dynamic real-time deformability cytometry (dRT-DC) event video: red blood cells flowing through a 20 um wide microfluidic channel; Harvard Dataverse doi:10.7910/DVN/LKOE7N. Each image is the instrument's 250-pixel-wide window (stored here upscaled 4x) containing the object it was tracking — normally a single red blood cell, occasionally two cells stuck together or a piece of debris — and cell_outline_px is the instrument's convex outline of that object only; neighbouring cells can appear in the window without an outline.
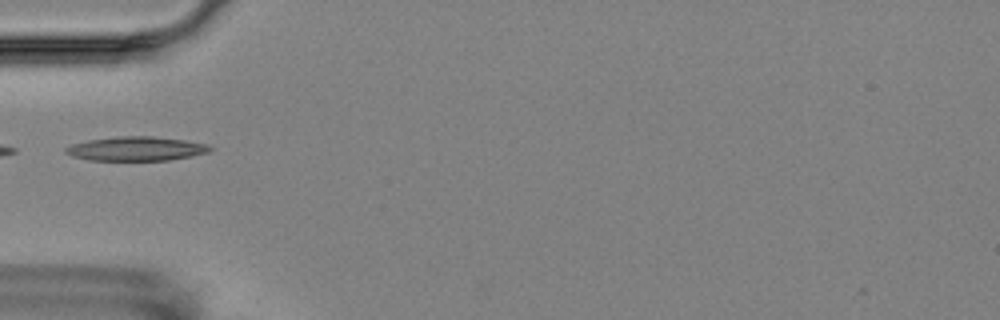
{"species": "Egyptian fruit bat (a non-hibernating species)", "species_latin": "Rousettus aegyptiacus", "temperature_condition": "room temperature", "stored_images_in_passage": 6, "camera_frame_rate_fps": 3000, "um_per_image_px": 0.085, "animal": {"sex": "female"}, "frame": {"image": 1, "passage_image": 6, "time_ms": 5.667, "image_size_px": [1000, 320], "cell_outline_px": [[212, 148], [208, 152], [192, 156], [168, 160], [88, 160], [72, 156], [64, 152], [64, 148], [72, 144], [88, 140], [116, 136], [152, 136], [184, 140], [208, 144]], "centroid_in_image_um": [11.55, 12.64], "position_along_channel_um": 73.5, "area_um2": 20.29}}